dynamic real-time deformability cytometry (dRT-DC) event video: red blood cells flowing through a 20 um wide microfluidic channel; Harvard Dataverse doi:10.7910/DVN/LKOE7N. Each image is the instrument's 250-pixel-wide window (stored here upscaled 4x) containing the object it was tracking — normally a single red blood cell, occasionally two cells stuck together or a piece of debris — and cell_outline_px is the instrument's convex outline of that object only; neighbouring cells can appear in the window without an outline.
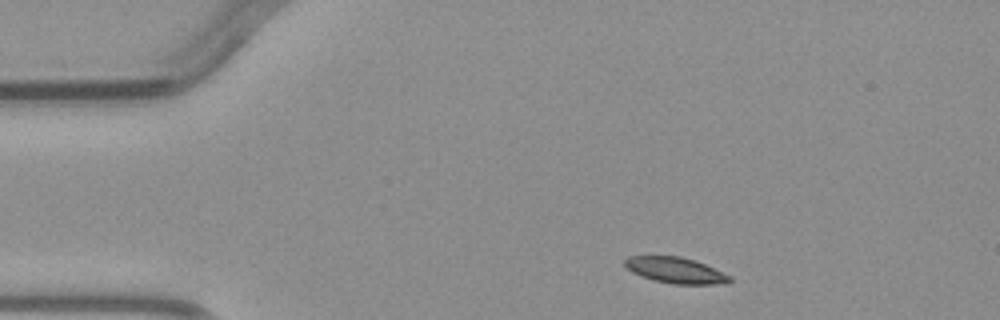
{"species": "common noctule bat (a hibernating species)", "species_latin": "Nyctalus noctula", "temperature_condition": "warm", "stored_images_in_passage": 4, "camera_frame_rate_fps": 3000, "um_per_image_px": 0.085, "animal": {"sex": "male", "body_mass_g": 23.1, "forearm_length_mm": 52.7}, "frame": {"image": 1, "passage_image": 1, "time_ms": 0.0, "image_size_px": [1000, 320], "cell_outline_px": [[732, 280], [728, 284], [672, 284], [652, 280], [640, 276], [632, 272], [624, 264], [624, 260], [628, 256], [680, 256], [696, 260], [732, 276]], "centroid_in_image_um": [57.45, 22.98], "position_along_channel_um": 27.6, "area_um2": 16.07}}
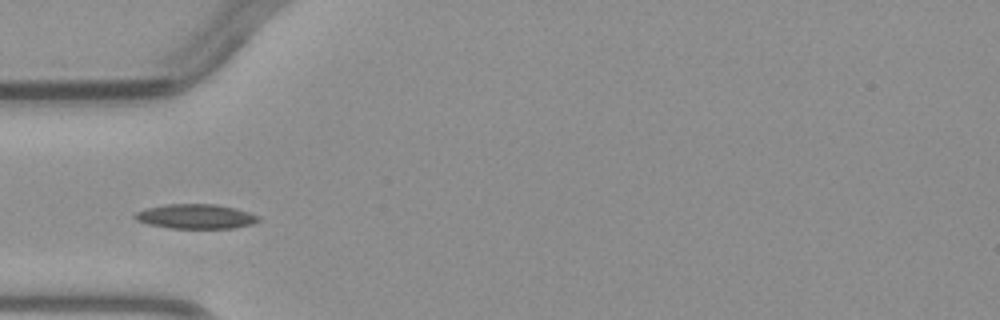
{"frame": {"image": 2, "passage_image": 3, "time_ms": 2.333, "image_size_px": [1000, 320], "cell_outline_px": [[260, 220], [252, 224], [232, 228], [168, 228], [148, 224], [136, 220], [132, 216], [136, 212], [144, 208], [164, 204], [216, 204], [248, 212], [260, 216]], "centroid_in_image_um": [16.59, 18.39], "position_along_channel_um": 68.4, "area_um2": 17.74}}
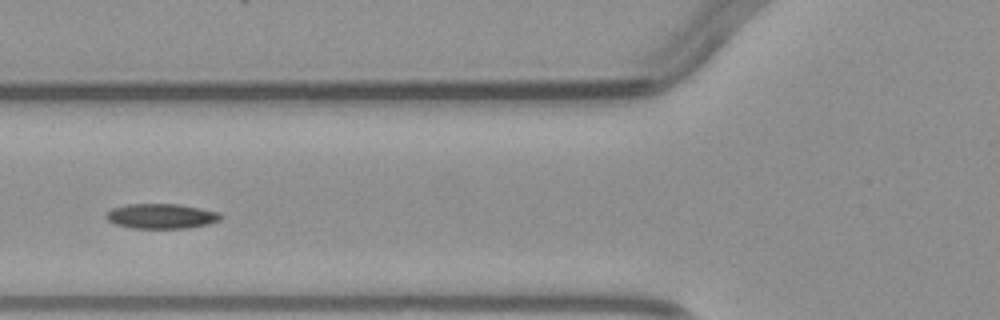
{"frame": {"image": 3, "passage_image": 4, "time_ms": 3.333, "image_size_px": [1000, 320], "cell_outline_px": [[224, 216], [220, 220], [208, 224], [188, 228], [132, 228], [116, 224], [108, 220], [104, 216], [112, 208], [128, 204], [180, 204], [220, 212]], "centroid_in_image_um": [13.75, 18.37], "position_along_channel_um": 112.1, "area_um2": 16.7}}